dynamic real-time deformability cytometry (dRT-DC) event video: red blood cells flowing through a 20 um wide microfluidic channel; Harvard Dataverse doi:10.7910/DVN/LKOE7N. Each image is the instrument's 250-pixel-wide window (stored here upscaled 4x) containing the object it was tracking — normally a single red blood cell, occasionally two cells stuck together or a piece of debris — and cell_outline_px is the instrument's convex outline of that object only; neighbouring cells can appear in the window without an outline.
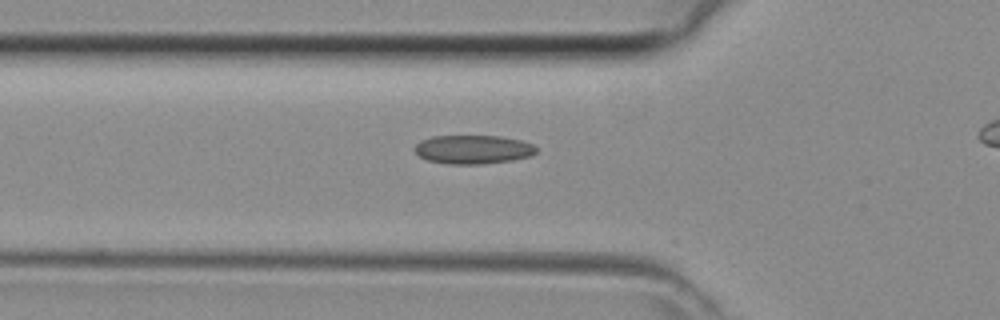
{"species": "common noctule bat (a hibernating species)", "species_latin": "Nyctalus noctula", "temperature_condition": "room temperature", "stored_images_in_passage": 26, "camera_frame_rate_fps": 3000, "um_per_image_px": 0.085, "animal": {"sex": "female", "body_mass_g": 29.2, "forearm_length_mm": 56.3}, "frame": {"image": 1, "passage_image": 3, "time_ms": 0.667, "image_size_px": [1000, 320], "cell_outline_px": [[536, 152], [528, 156], [512, 160], [480, 164], [448, 164], [428, 160], [420, 156], [412, 148], [420, 140], [432, 136], [500, 136], [520, 140], [532, 144], [536, 148]], "centroid_in_image_um": [40.17, 12.7], "position_along_channel_um": 85.6, "area_um2": 20.29}}
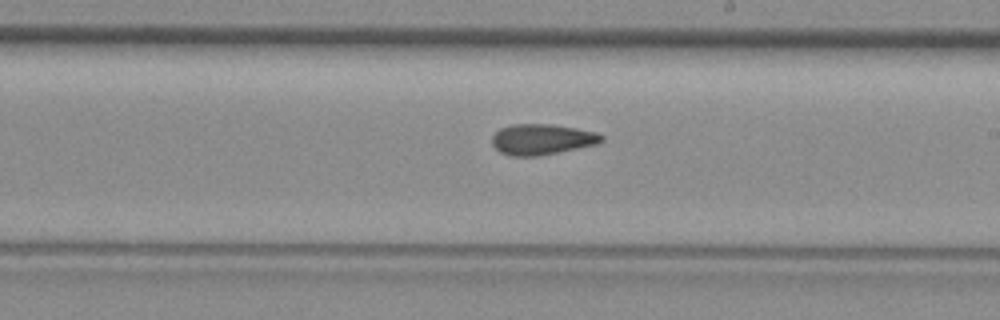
{"frame": {"image": 2, "passage_image": 13, "time_ms": 4.0, "image_size_px": [1000, 320], "cell_outline_px": [[604, 140], [596, 144], [536, 156], [512, 156], [500, 152], [492, 144], [492, 136], [500, 128], [512, 124], [552, 124], [576, 128], [596, 132], [604, 136]], "centroid_in_image_um": [46.05, 11.83], "position_along_channel_um": 243.0, "area_um2": 19.42}}
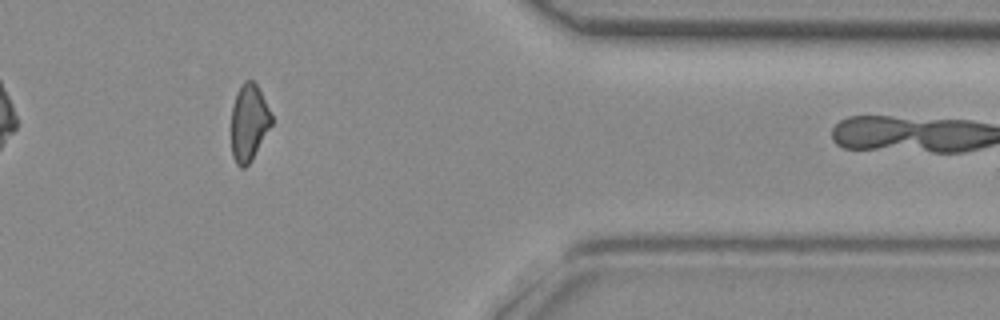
{"frame": {"image": 3, "passage_image": 24, "time_ms": 7.667, "image_size_px": [1000, 320], "cell_outline_px": [[272, 124], [248, 164], [244, 168], [240, 168], [236, 164], [232, 156], [232, 108], [236, 92], [244, 80], [252, 80], [256, 84], [272, 116]], "centroid_in_image_um": [21.13, 10.41], "position_along_channel_um": 390.3, "area_um2": 17.63}}